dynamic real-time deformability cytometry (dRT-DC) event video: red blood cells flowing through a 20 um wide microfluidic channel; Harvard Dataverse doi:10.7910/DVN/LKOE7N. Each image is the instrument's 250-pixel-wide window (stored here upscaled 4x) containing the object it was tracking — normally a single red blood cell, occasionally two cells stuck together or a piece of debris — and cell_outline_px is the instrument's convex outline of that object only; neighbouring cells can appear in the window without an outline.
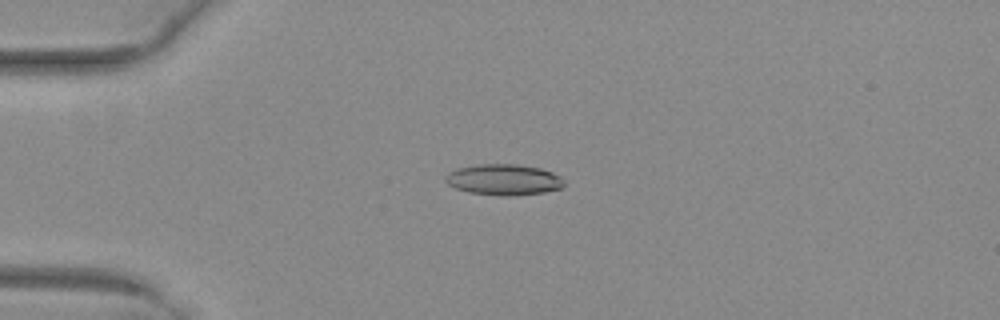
{"species": "common noctule bat (a hibernating species)", "species_latin": "Nyctalus noctula", "temperature_condition": "warm", "stored_images_in_passage": 47, "camera_frame_rate_fps": 3000, "um_per_image_px": 0.085, "animal": {"sex": "female", "body_mass_g": 29.2, "forearm_length_mm": 56.3}, "frame": {"image": 1, "passage_image": 9, "time_ms": 2.667, "image_size_px": [1000, 320], "cell_outline_px": [[564, 184], [560, 188], [544, 192], [516, 196], [500, 196], [468, 192], [456, 188], [448, 184], [444, 180], [444, 176], [448, 172], [456, 168], [480, 164], [516, 164], [540, 168], [552, 172], [560, 176], [564, 180]], "centroid_in_image_um": [42.79, 15.27], "position_along_channel_um": 42.2, "area_um2": 21.56}}
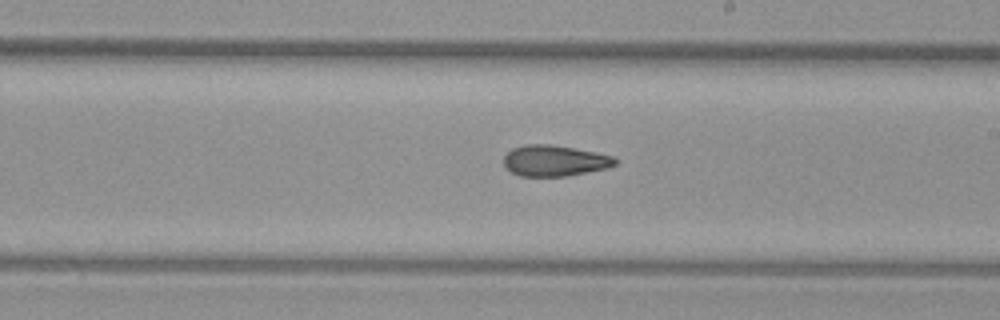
{"frame": {"image": 2, "passage_image": 26, "time_ms": 8.333, "image_size_px": [1000, 320], "cell_outline_px": [[616, 164], [608, 168], [568, 176], [520, 176], [504, 168], [504, 156], [512, 148], [524, 144], [548, 144], [572, 148], [612, 156], [616, 160]], "centroid_in_image_um": [47.09, 13.67], "position_along_channel_um": 241.9, "area_um2": 20.0}}
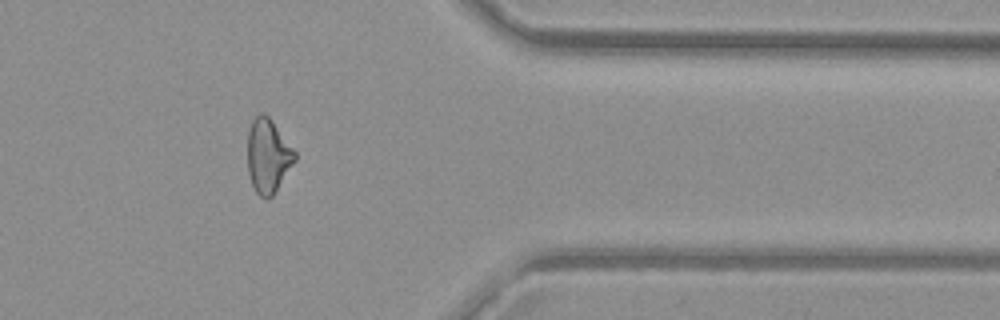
{"frame": {"image": 3, "passage_image": 38, "time_ms": 12.333, "image_size_px": [1000, 320], "cell_outline_px": [[296, 160], [272, 196], [268, 200], [264, 200], [256, 192], [252, 184], [248, 172], [248, 132], [252, 120], [260, 112], [264, 112], [272, 120], [296, 152]], "centroid_in_image_um": [22.78, 13.25], "position_along_channel_um": 388.6, "area_um2": 20.4}, "authors_computed_cell_mechanics": {"area_um2": 20.6346, "velocity_mm_per_s": 4.0701, "shape_relaxation_time_tau1_ms": null, "shape_relaxation_time_tau2_ms": 3.8905, "deformation_change_tau1": null, "deformation_change_tau2": 0.0963}}